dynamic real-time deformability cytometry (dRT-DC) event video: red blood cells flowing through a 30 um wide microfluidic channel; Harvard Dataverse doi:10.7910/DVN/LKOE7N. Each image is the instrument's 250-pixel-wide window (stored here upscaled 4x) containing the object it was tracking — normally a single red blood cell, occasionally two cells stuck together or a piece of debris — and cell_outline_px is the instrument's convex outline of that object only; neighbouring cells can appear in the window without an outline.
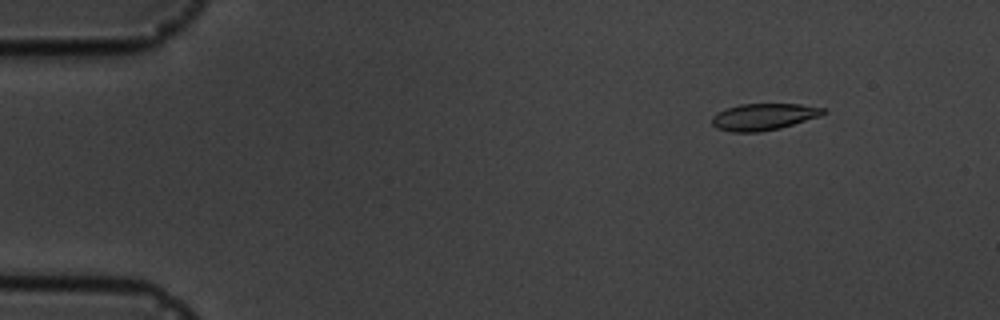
{"species": "common noctule bat (a hibernating species)", "species_latin": "Nyctalus noctula", "temperature_condition": "cold", "stored_images_in_passage": 4, "camera_frame_rate_fps": 3000, "um_per_image_px": 0.085, "animal": {"sex": "male", "body_mass_g": 19.5, "forearm_length_mm": 54.6}, "frame": {"image": 1, "passage_image": 1, "time_ms": 0.0, "image_size_px": [1000, 320], "cell_outline_px": [[828, 112], [820, 116], [780, 128], [760, 132], [732, 132], [716, 128], [712, 124], [712, 116], [716, 112], [724, 108], [740, 104], [800, 104], [824, 108]], "centroid_in_image_um": [64.88, 9.92], "position_along_channel_um": 20.1, "area_um2": 17.46}}
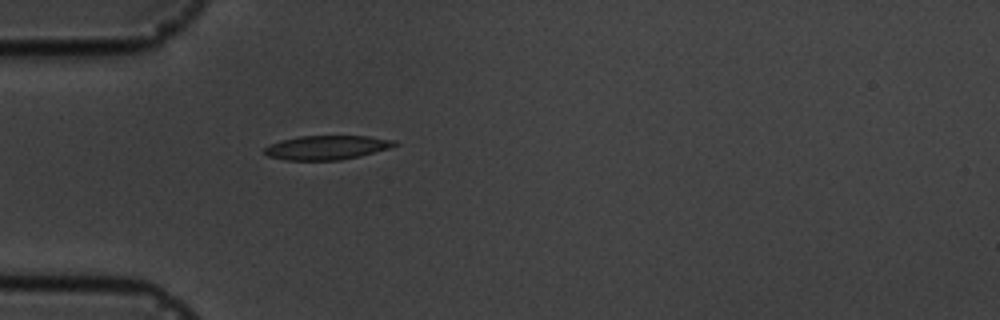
{"frame": {"image": 2, "passage_image": 4, "time_ms": 3.333, "image_size_px": [1000, 320], "cell_outline_px": [[400, 144], [388, 148], [360, 156], [340, 160], [284, 160], [268, 156], [264, 152], [264, 148], [280, 140], [300, 136], [368, 136], [396, 140]], "centroid_in_image_um": [27.79, 12.54], "position_along_channel_um": 57.2, "area_um2": 18.26}}